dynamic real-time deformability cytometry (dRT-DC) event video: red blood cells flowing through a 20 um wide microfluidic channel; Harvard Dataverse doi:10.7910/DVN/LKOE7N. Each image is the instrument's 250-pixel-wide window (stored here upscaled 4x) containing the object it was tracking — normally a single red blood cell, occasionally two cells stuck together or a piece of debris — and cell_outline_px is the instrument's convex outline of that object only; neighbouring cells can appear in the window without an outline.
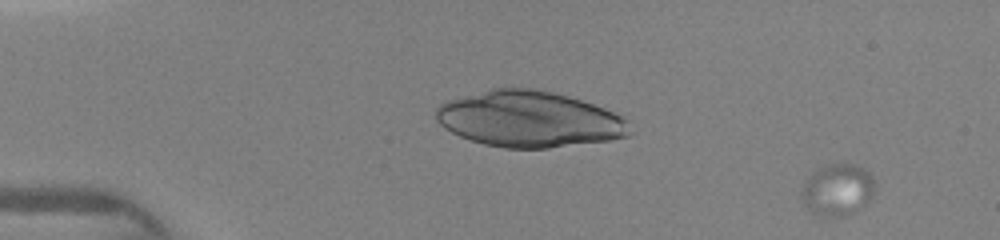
{"species": "human", "species_latin": "Homo sapiens", "temperature_condition": "warm", "stored_images_in_passage": 47, "camera_frame_rate_fps": 3000, "um_per_image_px": 0.085, "donor": {"sex": "female"}, "frame": {"image": 1, "passage_image": 1, "time_ms": 0.0, "image_size_px": [1000, 240], "cell_outline_px": [[876, 184], [872, 196], [864, 204], [852, 212], [844, 216], [820, 216], [812, 212], [804, 204], [804, 184], [816, 172], [832, 164], [852, 164], [864, 168], [872, 176]], "centroid_in_image_um": [71.26, 16.15], "position_along_channel_um": 13.7, "area_um2": 21.21}}
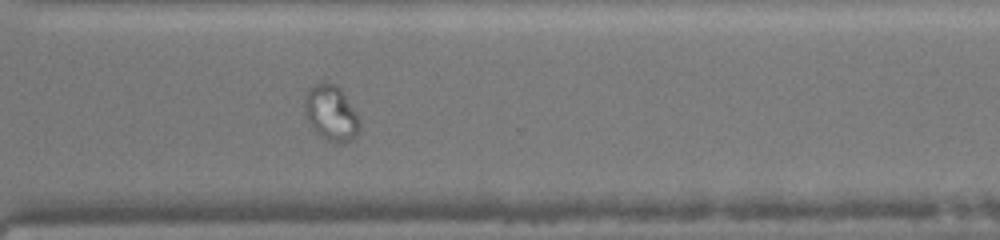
{"frame": {"image": 2, "passage_image": 35, "time_ms": 11.333, "image_size_px": [1000, 240], "cell_outline_px": [[360, 128], [356, 136], [352, 140], [344, 144], [332, 144], [308, 120], [304, 112], [304, 96], [308, 88], [312, 84], [320, 80], [328, 80], [336, 84], [340, 88], [356, 112]], "centroid_in_image_um": [28.14, 9.55], "position_along_channel_um": 342.5, "area_um2": 17.98}}
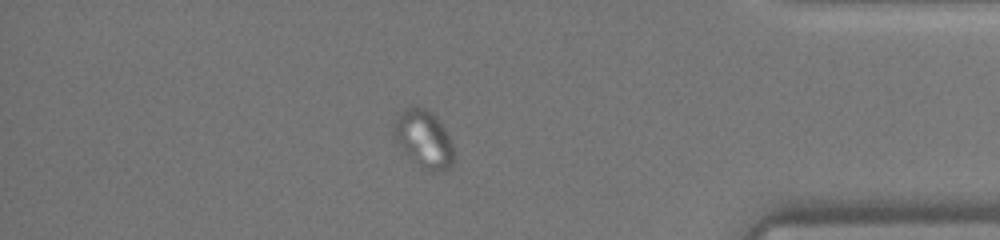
{"frame": {"image": 3, "passage_image": 41, "time_ms": 13.333, "image_size_px": [1000, 240], "cell_outline_px": [[456, 160], [452, 168], [444, 172], [428, 172], [408, 156], [392, 136], [392, 128], [396, 116], [404, 108], [424, 108], [432, 112], [440, 120], [452, 144]], "centroid_in_image_um": [36.05, 11.85], "position_along_channel_um": 399.2, "area_um2": 20.52}}